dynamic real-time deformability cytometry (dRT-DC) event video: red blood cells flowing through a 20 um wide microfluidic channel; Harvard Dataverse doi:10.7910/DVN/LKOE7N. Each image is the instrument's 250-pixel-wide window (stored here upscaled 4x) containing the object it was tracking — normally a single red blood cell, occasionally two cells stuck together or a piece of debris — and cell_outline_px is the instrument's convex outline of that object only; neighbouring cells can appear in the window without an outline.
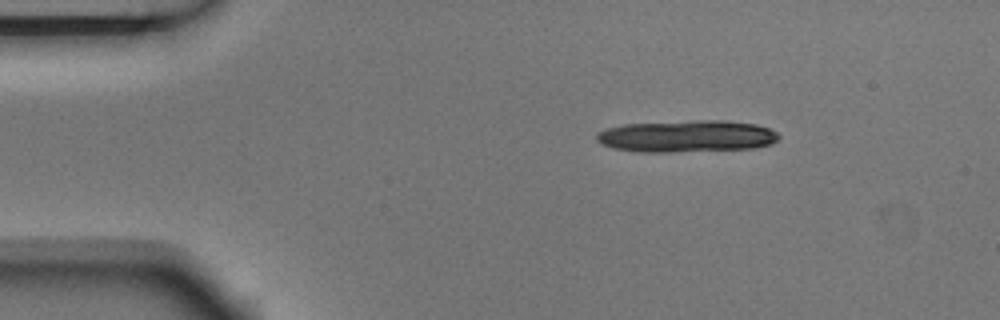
{"species": "Egyptian fruit bat (a non-hibernating species)", "species_latin": "Rousettus aegyptiacus", "temperature_condition": "room temperature", "stored_images_in_passage": 4, "camera_frame_rate_fps": 3000, "um_per_image_px": 0.085, "animal": {"sex": "male"}, "frame": {"image": 1, "passage_image": 1, "time_ms": 0.0, "image_size_px": [1000, 320], "cell_outline_px": [[780, 136], [772, 144], [756, 148], [668, 152], [636, 152], [612, 148], [600, 144], [596, 140], [596, 132], [604, 128], [624, 124], [696, 120], [728, 120], [756, 124], [768, 128], [776, 132]], "centroid_in_image_um": [58.33, 11.57], "position_along_channel_um": 26.7, "area_um2": 34.33}}